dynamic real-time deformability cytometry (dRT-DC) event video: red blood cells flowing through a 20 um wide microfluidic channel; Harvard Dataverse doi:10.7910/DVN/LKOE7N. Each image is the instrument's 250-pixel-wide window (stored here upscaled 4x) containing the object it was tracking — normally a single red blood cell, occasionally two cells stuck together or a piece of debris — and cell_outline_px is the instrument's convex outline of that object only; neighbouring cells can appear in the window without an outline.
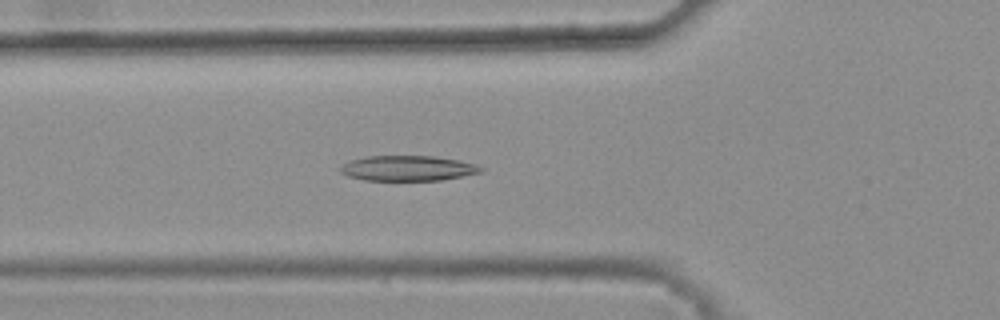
{"species": "common noctule bat (a hibernating species)", "species_latin": "Nyctalus noctula", "temperature_condition": "warm", "stored_images_in_passage": 44, "camera_frame_rate_fps": 3000, "um_per_image_px": 0.085, "animal": {"sex": "female", "body_mass_g": 25.1}, "frame": {"image": 1, "passage_image": 18, "time_ms": 5.667, "image_size_px": [1000, 320], "cell_outline_px": [[484, 172], [440, 180], [364, 180], [348, 176], [340, 172], [340, 168], [344, 164], [352, 160], [368, 156], [432, 156], [460, 160], [476, 164], [484, 168]], "centroid_in_image_um": [34.71, 14.3], "position_along_channel_um": 91.1, "area_um2": 20.58}}
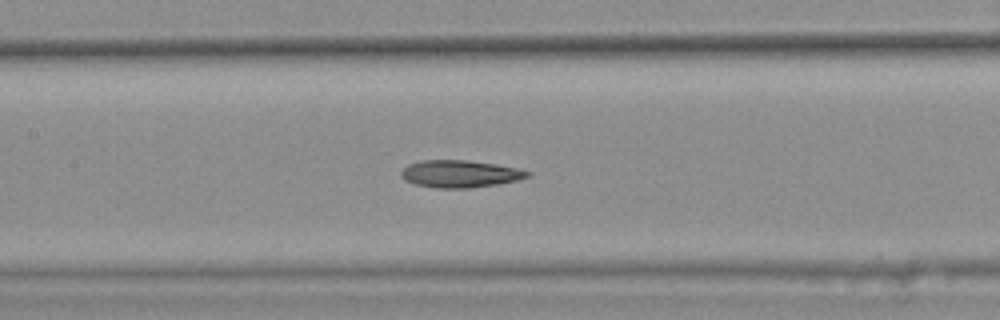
{"frame": {"image": 2, "passage_image": 24, "time_ms": 7.667, "image_size_px": [1000, 320], "cell_outline_px": [[532, 172], [528, 176], [516, 180], [496, 184], [468, 188], [436, 188], [416, 184], [404, 180], [400, 176], [400, 172], [408, 164], [420, 160], [468, 160], [496, 164], [516, 168]], "centroid_in_image_um": [39.05, 14.77], "position_along_channel_um": 168.3, "area_um2": 20.0}}
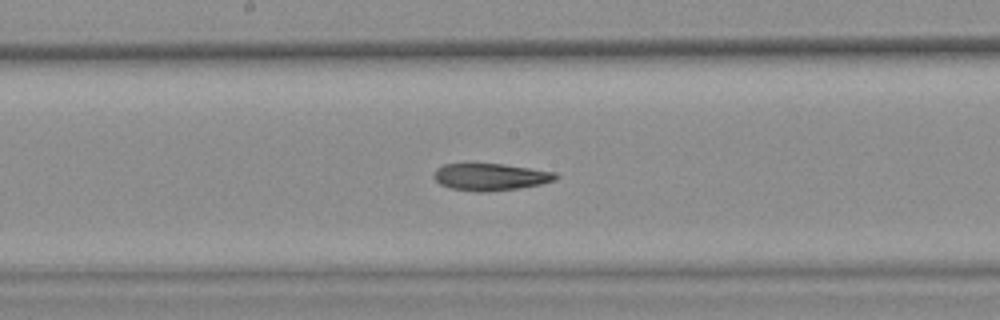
{"frame": {"image": 3, "passage_image": 27, "time_ms": 8.667, "image_size_px": [1000, 320], "cell_outline_px": [[560, 176], [556, 180], [540, 184], [520, 188], [484, 192], [476, 192], [448, 188], [440, 184], [432, 176], [436, 168], [444, 164], [504, 164], [556, 172]], "centroid_in_image_um": [41.69, 15.04], "position_along_channel_um": 206.5, "area_um2": 19.36}, "authors_computed_cell_mechanics": {"area_um2": 20.1722, "velocity_mm_per_s": 3.8416, "shape_relaxation_time_tau1_ms": null, "shape_relaxation_time_tau2_ms": 4.4974, "deformation_change_tau1": null, "deformation_change_tau2": 0.1298}}